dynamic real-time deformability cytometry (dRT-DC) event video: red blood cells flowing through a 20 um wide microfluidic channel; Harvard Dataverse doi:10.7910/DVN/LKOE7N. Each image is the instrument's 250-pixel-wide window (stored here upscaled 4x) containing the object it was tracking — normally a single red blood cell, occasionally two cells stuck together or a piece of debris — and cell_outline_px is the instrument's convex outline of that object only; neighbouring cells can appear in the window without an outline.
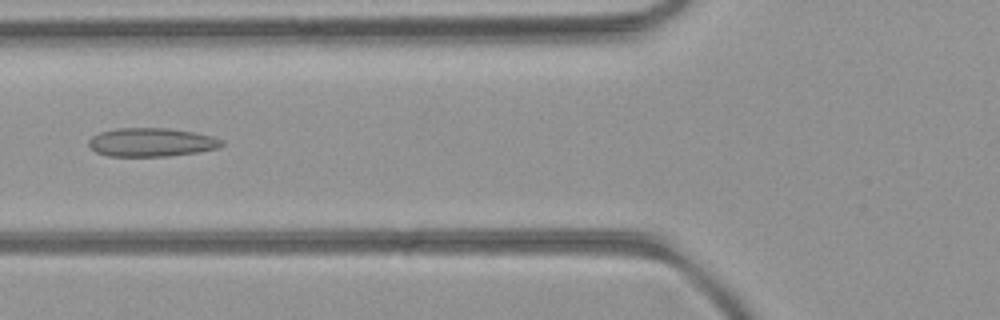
{"species": "common noctule bat (a hibernating species)", "species_latin": "Nyctalus noctula", "temperature_condition": "room temperature", "stored_images_in_passage": 47, "camera_frame_rate_fps": 3000, "um_per_image_px": 0.085, "animal": {"sex": "female", "body_mass_g": 21.9}, "frame": {"image": 1, "passage_image": 18, "time_ms": 5.667, "image_size_px": [1000, 320], "cell_outline_px": [[224, 144], [216, 148], [196, 152], [168, 156], [108, 156], [96, 152], [88, 144], [88, 140], [92, 136], [100, 132], [116, 128], [168, 128], [196, 132], [212, 136], [224, 140]], "centroid_in_image_um": [12.87, 12.08], "position_along_channel_um": 112.9, "area_um2": 22.2}}
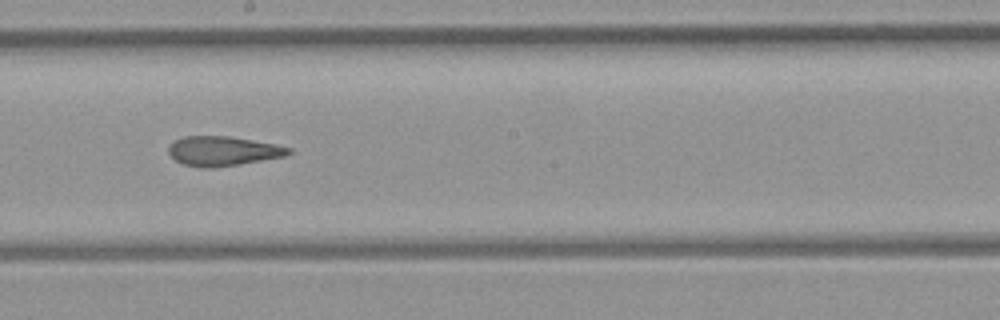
{"frame": {"image": 2, "passage_image": 26, "time_ms": 8.333, "image_size_px": [1000, 320], "cell_outline_px": [[292, 152], [288, 156], [240, 164], [212, 168], [200, 168], [184, 164], [176, 160], [168, 152], [168, 148], [176, 140], [184, 136], [228, 136], [276, 144], [292, 148]], "centroid_in_image_um": [19.0, 12.84], "position_along_channel_um": 229.2, "area_um2": 20.69}}
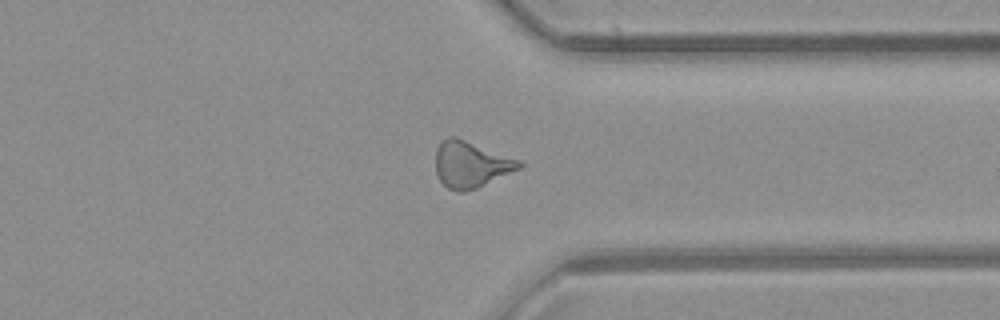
{"frame": {"image": 3, "passage_image": 36, "time_ms": 11.667, "image_size_px": [1000, 320], "cell_outline_px": [[524, 164], [520, 168], [476, 188], [464, 192], [460, 192], [448, 188], [440, 180], [436, 172], [436, 148], [440, 140], [448, 136], [456, 136], [520, 160]], "centroid_in_image_um": [39.99, 13.95], "position_along_channel_um": 371.4, "area_um2": 22.48}, "authors_computed_cell_mechanics": {"area_um2": 22.1952, "velocity_mm_per_s": 4.3513, "shape_relaxation_time_tau1_ms": null, "shape_relaxation_time_tau2_ms": 3.6579, "deformation_change_tau1": null, "deformation_change_tau2": 0.1329}}